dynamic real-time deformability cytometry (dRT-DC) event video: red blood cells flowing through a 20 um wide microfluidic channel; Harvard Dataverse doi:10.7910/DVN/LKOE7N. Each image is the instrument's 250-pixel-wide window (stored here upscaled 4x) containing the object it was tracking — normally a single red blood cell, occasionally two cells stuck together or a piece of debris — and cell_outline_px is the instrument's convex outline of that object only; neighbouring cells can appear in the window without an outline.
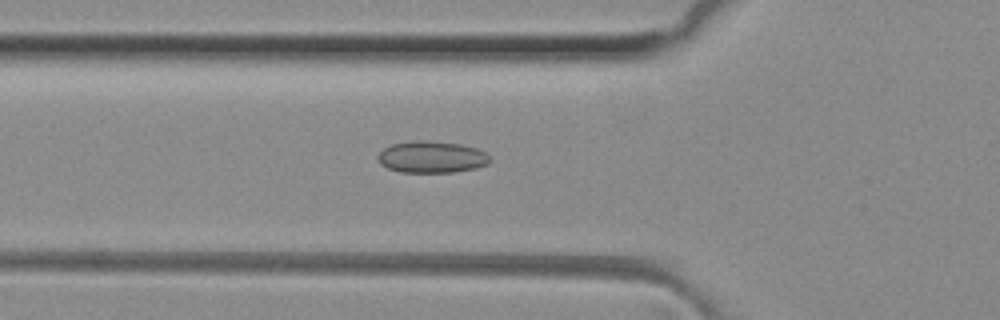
{"species": "common noctule bat (a hibernating species)", "species_latin": "Nyctalus noctula", "temperature_condition": "room temperature", "stored_images_in_passage": 36, "camera_frame_rate_fps": 3000, "um_per_image_px": 0.085, "animal": {"sex": "female", "body_mass_g": 29.2, "forearm_length_mm": 56.3}, "frame": {"image": 1, "passage_image": 4, "time_ms": 1.0, "image_size_px": [1000, 320], "cell_outline_px": [[492, 160], [488, 164], [476, 168], [452, 172], [400, 172], [388, 168], [380, 164], [376, 156], [384, 148], [392, 144], [416, 140], [424, 140], [460, 144], [476, 148], [484, 152]], "centroid_in_image_um": [36.68, 13.35], "position_along_channel_um": 89.1, "area_um2": 20.69}}
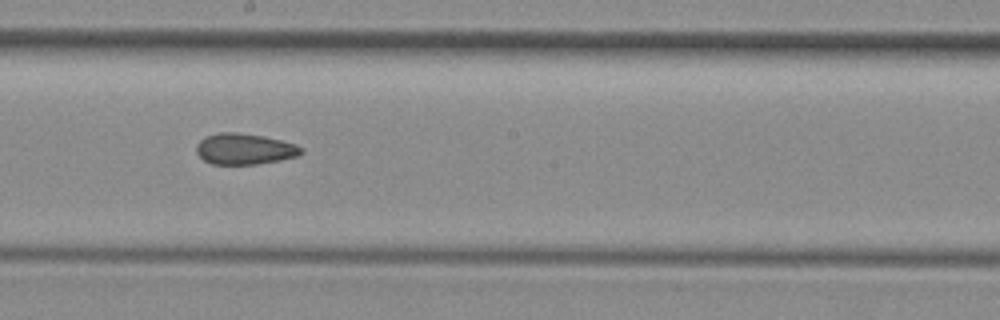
{"frame": {"image": 2, "passage_image": 14, "time_ms": 4.333, "image_size_px": [1000, 320], "cell_outline_px": [[304, 152], [296, 156], [280, 160], [256, 164], [212, 164], [204, 160], [196, 152], [196, 144], [200, 140], [208, 136], [220, 132], [236, 132], [264, 136], [296, 144], [304, 148]], "centroid_in_image_um": [20.8, 12.66], "position_along_channel_um": 227.4, "area_um2": 18.9}}
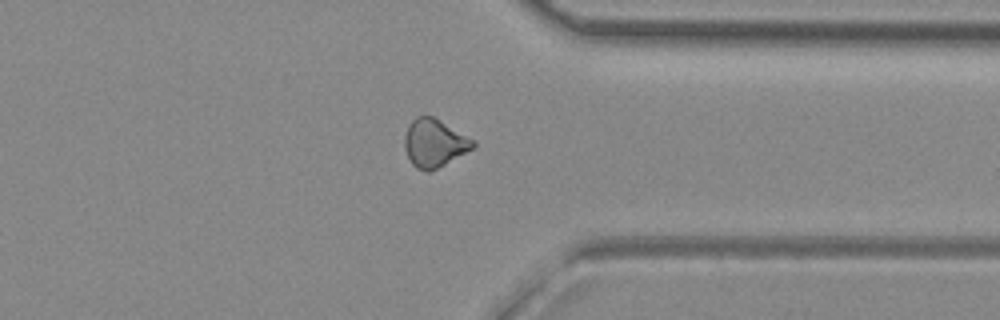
{"frame": {"image": 3, "passage_image": 25, "time_ms": 8.0, "image_size_px": [1000, 320], "cell_outline_px": [[476, 144], [472, 148], [444, 164], [428, 172], [416, 168], [412, 164], [404, 148], [404, 136], [408, 124], [416, 116], [432, 116], [476, 140]], "centroid_in_image_um": [36.89, 12.14], "position_along_channel_um": 374.5, "area_um2": 18.96}, "authors_computed_cell_mechanics": {"area_um2": 18.9295, "velocity_mm_per_s": 4.1479, "shape_relaxation_time_tau1_ms": null, "shape_relaxation_time_tau2_ms": 4.5721, "deformation_change_tau1": null, "deformation_change_tau2": 0.1156}}